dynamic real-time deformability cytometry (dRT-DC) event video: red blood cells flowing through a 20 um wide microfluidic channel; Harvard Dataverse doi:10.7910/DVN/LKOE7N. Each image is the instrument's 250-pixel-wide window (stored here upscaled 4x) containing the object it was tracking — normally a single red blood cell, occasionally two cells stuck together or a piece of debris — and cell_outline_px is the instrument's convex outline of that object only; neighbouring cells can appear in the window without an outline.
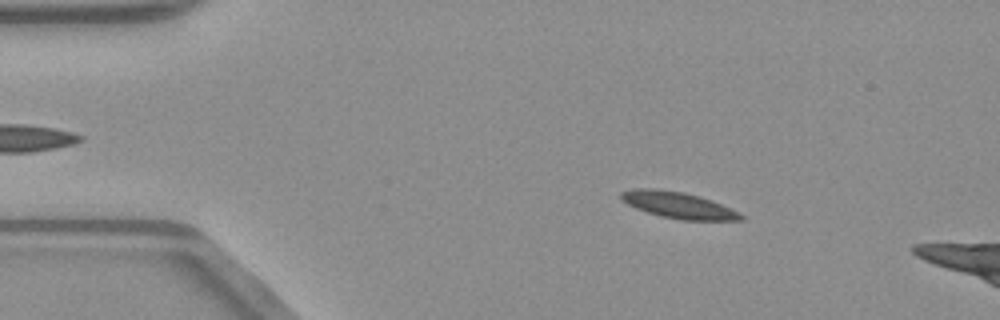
{"species": "common noctule bat (a hibernating species)", "species_latin": "Nyctalus noctula", "temperature_condition": "warm", "stored_images_in_passage": 53, "camera_frame_rate_fps": 3000, "um_per_image_px": 0.085, "animal": {"sex": "male", "body_mass_g": 23.1, "forearm_length_mm": 52.7}, "frame": {"image": 1, "passage_image": 9, "time_ms": 2.667, "image_size_px": [1000, 320], "cell_outline_px": [[744, 220], [680, 220], [660, 216], [636, 208], [620, 200], [620, 192], [632, 188], [656, 188], [684, 192], [712, 200], [740, 212], [744, 216]], "centroid_in_image_um": [57.64, 17.43], "position_along_channel_um": 27.4, "area_um2": 18.55}}
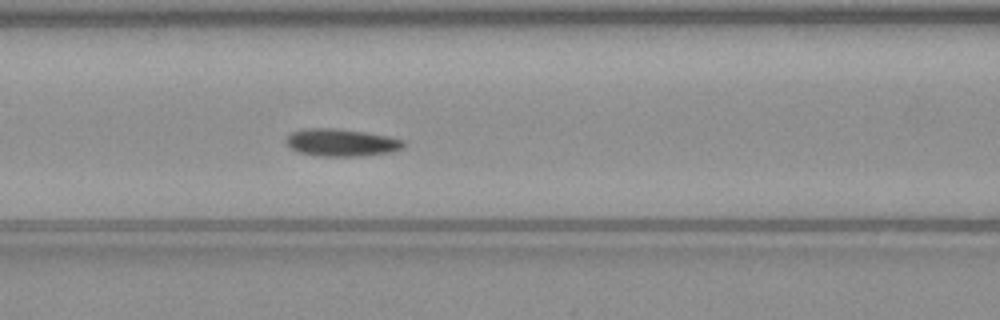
{"frame": {"image": 2, "passage_image": 22, "time_ms": 7.0, "image_size_px": [1000, 320], "cell_outline_px": [[404, 148], [388, 152], [360, 156], [320, 156], [300, 152], [292, 148], [284, 140], [292, 132], [304, 128], [336, 128], [364, 132], [388, 136], [404, 140]], "centroid_in_image_um": [29.02, 12.11], "position_along_channel_um": 137.6, "area_um2": 18.61}}
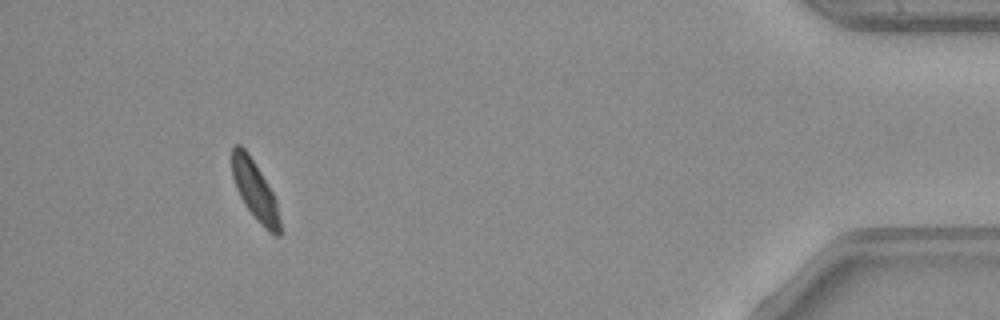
{"frame": {"image": 3, "passage_image": 48, "time_ms": 15.667, "image_size_px": [1000, 320], "cell_outline_px": [[280, 236], [276, 236], [268, 232], [256, 220], [240, 196], [236, 188], [232, 176], [232, 144], [240, 144], [248, 152], [272, 192], [276, 200], [280, 220]], "centroid_in_image_um": [21.66, 16.19], "position_along_channel_um": 413.5, "area_um2": 16.36}}